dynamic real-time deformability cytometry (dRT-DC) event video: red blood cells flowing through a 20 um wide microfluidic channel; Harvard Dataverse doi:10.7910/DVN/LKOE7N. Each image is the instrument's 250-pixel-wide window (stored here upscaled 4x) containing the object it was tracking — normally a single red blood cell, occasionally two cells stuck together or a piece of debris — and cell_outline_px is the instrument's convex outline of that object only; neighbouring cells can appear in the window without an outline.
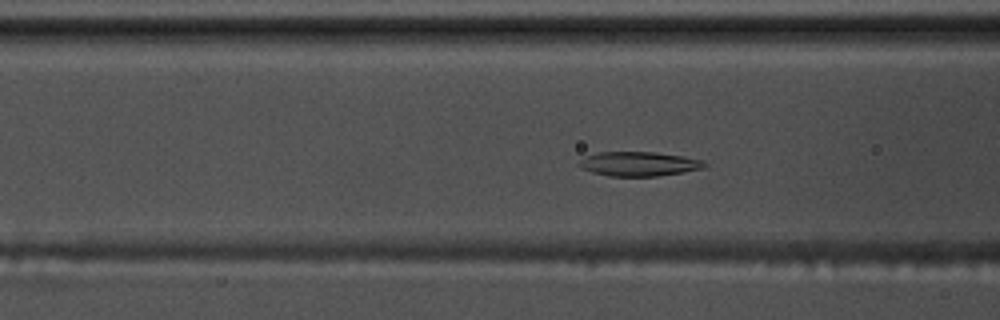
{"species": "common noctule bat (a hibernating species)", "species_latin": "Nyctalus noctula", "temperature_condition": "warm", "stored_images_in_passage": 55, "camera_frame_rate_fps": 3000, "um_per_image_px": 0.085, "animal": {"sex": "male", "body_mass_g": 17.5, "forearm_length_mm": 52.3}, "frame": {"image": 1, "passage_image": 20, "time_ms": 6.333, "image_size_px": [1000, 320], "cell_outline_px": [[708, 164], [704, 168], [656, 176], [608, 176], [592, 172], [580, 168], [576, 164], [580, 160], [596, 152], [656, 152], [684, 156], [704, 160]], "centroid_in_image_um": [54.3, 13.92], "position_along_channel_um": 112.3, "area_um2": 17.86}}
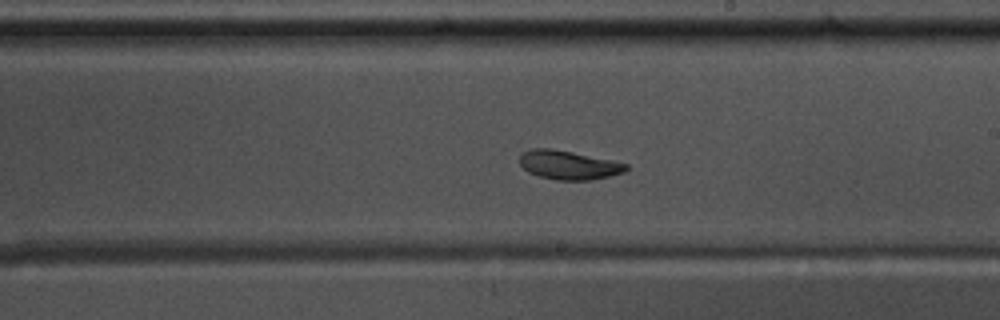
{"frame": {"image": 2, "passage_image": 31, "time_ms": 10.0, "image_size_px": [1000, 320], "cell_outline_px": [[628, 168], [624, 172], [592, 180], [556, 180], [540, 176], [528, 172], [520, 164], [520, 152], [532, 148], [552, 148], [612, 160], [628, 164]], "centroid_in_image_um": [48.31, 14.02], "position_along_channel_um": 240.7, "area_um2": 17.92}}
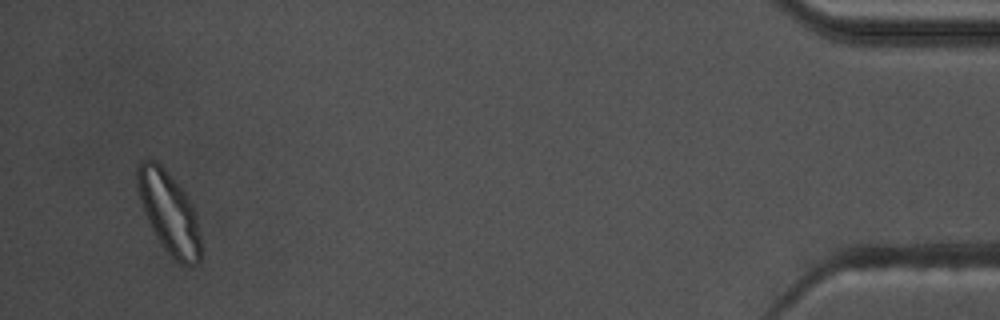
{"frame": {"image": 3, "passage_image": 53, "time_ms": 17.333, "image_size_px": [1000, 320], "cell_outline_px": [[200, 264], [180, 264], [160, 244], [148, 220], [140, 200], [136, 184], [136, 168], [140, 160], [156, 160], [164, 168], [184, 192], [196, 216], [200, 236]], "centroid_in_image_um": [14.34, 18.05], "position_along_channel_um": 420.9, "area_um2": 29.71}, "authors_computed_cell_mechanics": {"area_um2": 19.7098, "velocity_mm_per_s": 3.5122, "shape_relaxation_time_tau1_ms": 7.476, "shape_relaxation_time_tau2_ms": 2.6184, "deformation_change_tau1": 0.172, "deformation_change_tau2": 0.0592}}